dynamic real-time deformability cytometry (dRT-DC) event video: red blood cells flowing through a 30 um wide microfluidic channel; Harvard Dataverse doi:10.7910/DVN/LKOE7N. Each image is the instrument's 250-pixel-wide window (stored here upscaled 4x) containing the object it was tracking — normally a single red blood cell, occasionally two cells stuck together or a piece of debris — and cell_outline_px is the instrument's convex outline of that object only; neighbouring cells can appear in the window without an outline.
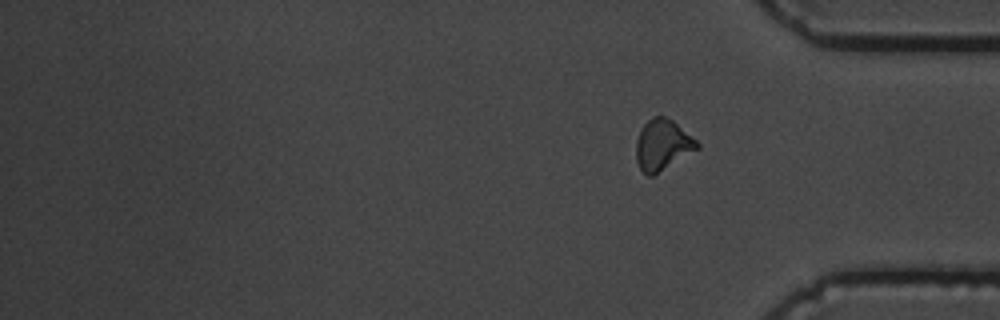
{"species": "common noctule bat (a hibernating species)", "species_latin": "Nyctalus noctula", "temperature_condition": "cold", "stored_images_in_passage": 15, "segment_of_instrument_passage": [2, 2], "camera_frame_rate_fps": 3000, "um_per_image_px": 0.085, "animal": {"sex": "male", "body_mass_g": 19.5, "forearm_length_mm": 54.6}, "frame": {"image": 1, "passage_image": 15, "time_ms": 17.667, "image_size_px": [1000, 320], "cell_outline_px": [[700, 148], [652, 176], [648, 176], [640, 168], [636, 160], [636, 140], [644, 124], [652, 116], [664, 116], [672, 120], [692, 136], [700, 144]], "centroid_in_image_um": [56.32, 12.31], "position_along_channel_um": 378.9, "area_um2": 17.92}}